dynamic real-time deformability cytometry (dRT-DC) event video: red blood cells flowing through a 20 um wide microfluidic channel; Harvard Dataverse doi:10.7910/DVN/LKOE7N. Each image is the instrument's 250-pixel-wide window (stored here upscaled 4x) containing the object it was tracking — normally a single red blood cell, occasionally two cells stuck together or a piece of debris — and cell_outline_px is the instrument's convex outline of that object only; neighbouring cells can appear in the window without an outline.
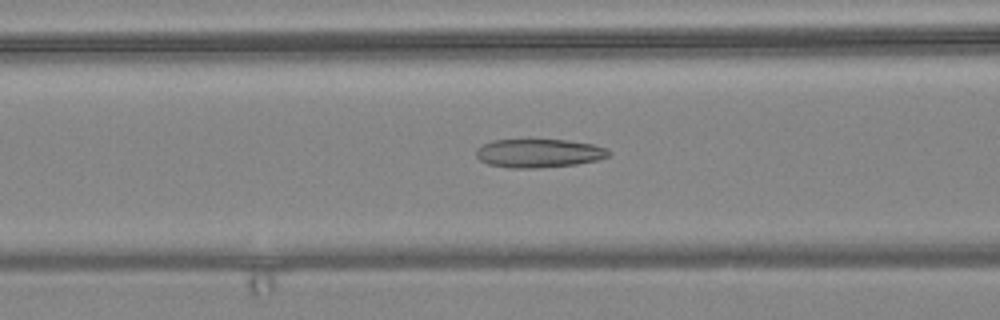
{"species": "common noctule bat (a hibernating species)", "species_latin": "Nyctalus noctula", "temperature_condition": "warm", "stored_images_in_passage": 50, "camera_frame_rate_fps": 3000, "um_per_image_px": 0.085, "animal": {"sex": "female", "body_mass_g": 24.6, "forearm_length_mm": 56.2}, "frame": {"image": 1, "passage_image": 16, "time_ms": 5.0, "image_size_px": [1000, 320], "cell_outline_px": [[612, 152], [608, 156], [596, 160], [576, 164], [536, 168], [508, 168], [488, 164], [480, 160], [476, 156], [476, 148], [492, 140], [568, 140], [592, 144], [608, 148]], "centroid_in_image_um": [45.8, 13.02], "position_along_channel_um": 120.8, "area_um2": 22.08}}
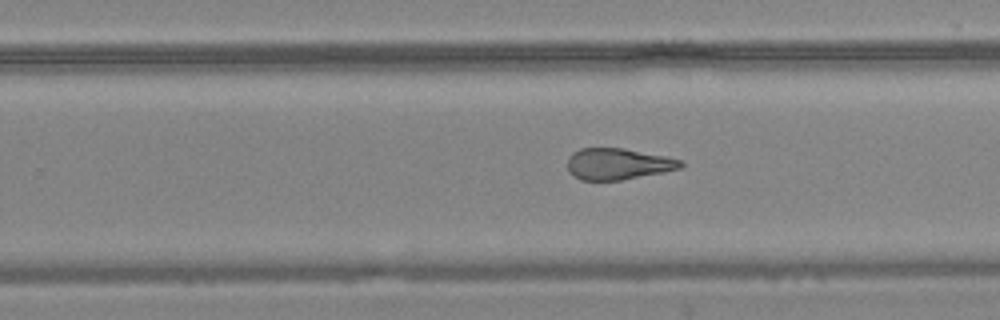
{"frame": {"image": 2, "passage_image": 29, "time_ms": 9.333, "image_size_px": [1000, 320], "cell_outline_px": [[684, 164], [680, 168], [664, 172], [620, 180], [580, 180], [572, 176], [568, 172], [568, 156], [572, 152], [580, 148], [624, 148], [664, 156], [680, 160]], "centroid_in_image_um": [52.47, 13.93], "position_along_channel_um": 277.3, "area_um2": 20.69}}
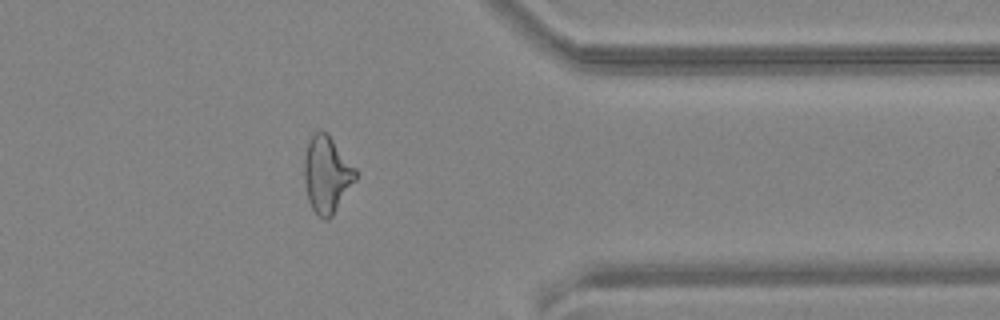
{"frame": {"image": 3, "passage_image": 39, "time_ms": 12.667, "image_size_px": [1000, 320], "cell_outline_px": [[356, 180], [332, 216], [328, 220], [324, 220], [316, 216], [308, 200], [304, 180], [304, 156], [308, 140], [320, 128], [332, 140], [356, 168]], "centroid_in_image_um": [27.76, 14.87], "position_along_channel_um": 383.6, "area_um2": 22.89}, "authors_computed_cell_mechanics": {"area_um2": 22.9177, "velocity_mm_per_s": 3.6217, "shape_relaxation_time_tau1_ms": null, "shape_relaxation_time_tau2_ms": 2.3627, "deformation_change_tau1": null, "deformation_change_tau2": 0.1217}}